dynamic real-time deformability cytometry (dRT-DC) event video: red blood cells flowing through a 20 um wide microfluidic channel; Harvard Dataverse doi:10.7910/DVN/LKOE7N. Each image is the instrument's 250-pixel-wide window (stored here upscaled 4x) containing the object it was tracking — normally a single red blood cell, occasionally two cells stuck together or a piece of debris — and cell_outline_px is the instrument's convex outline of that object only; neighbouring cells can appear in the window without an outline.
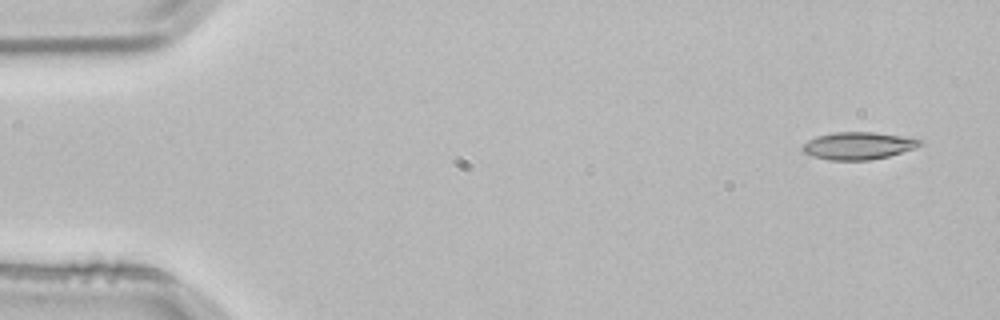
{"species": "common noctule bat (a hibernating species)", "species_latin": "Nyctalus noctula", "temperature_condition": "room temperature", "stored_images_in_passage": 3, "camera_frame_rate_fps": 3000, "um_per_image_px": 0.085, "animal": {"sex": "male", "body_mass_g": 21.5, "forearm_length_mm": 52.0}, "frame": {"image": 1, "passage_image": 1, "time_ms": 0.0, "image_size_px": [1000, 320], "cell_outline_px": [[924, 144], [916, 148], [888, 156], [868, 160], [828, 160], [812, 156], [804, 152], [800, 148], [808, 140], [816, 136], [832, 132], [872, 132], [900, 136], [924, 140]], "centroid_in_image_um": [72.94, 12.38], "position_along_channel_um": 12.1, "area_um2": 18.79}}
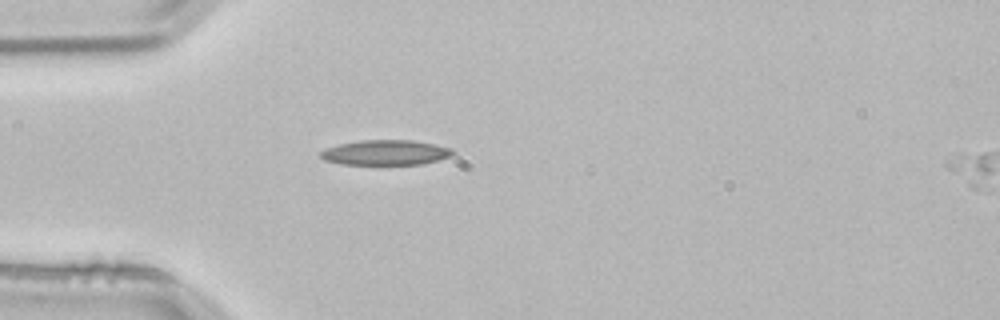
{"frame": {"image": 2, "passage_image": 3, "time_ms": 0.667, "image_size_px": [1000, 320], "cell_outline_px": [[456, 152], [452, 156], [424, 164], [340, 164], [324, 160], [320, 156], [320, 152], [328, 148], [340, 144], [360, 140], [412, 140], [452, 148]], "centroid_in_image_um": [32.81, 12.97], "position_along_channel_um": 52.2, "area_um2": 19.25}}